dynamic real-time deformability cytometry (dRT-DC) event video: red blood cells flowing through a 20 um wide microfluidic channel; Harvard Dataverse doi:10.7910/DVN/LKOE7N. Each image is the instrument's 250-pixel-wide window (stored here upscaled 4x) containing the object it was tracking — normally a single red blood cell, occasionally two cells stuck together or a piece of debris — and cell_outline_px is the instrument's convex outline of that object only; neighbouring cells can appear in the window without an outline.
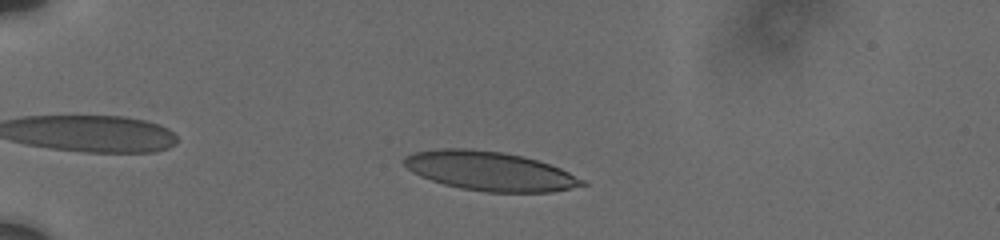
{"species": "human", "species_latin": "Homo sapiens", "temperature_condition": "cold", "stored_images_in_passage": 12, "camera_frame_rate_fps": 3000, "um_per_image_px": 0.085, "donor": {"sex": "male"}, "frame": {"image": 1, "passage_image": 3, "time_ms": 2.0, "image_size_px": [1000, 240], "cell_outline_px": [[588, 184], [552, 192], [488, 192], [460, 188], [444, 184], [420, 176], [412, 172], [404, 164], [404, 156], [412, 152], [440, 148], [468, 148], [504, 152], [524, 156], [560, 168], [584, 180]], "centroid_in_image_um": [41.6, 14.53], "position_along_channel_um": 43.4, "area_um2": 40.58}}
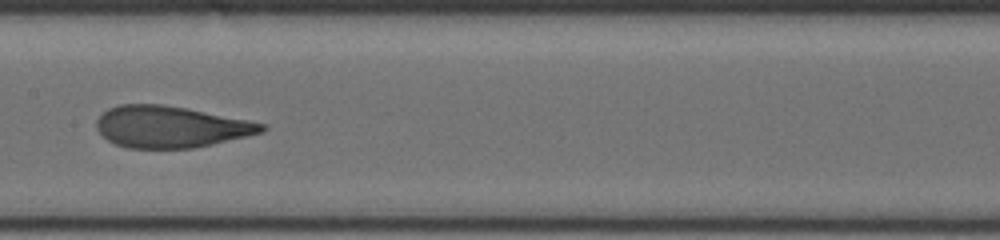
{"frame": {"image": 2, "passage_image": 8, "time_ms": 7.333, "image_size_px": [1000, 240], "cell_outline_px": [[268, 128], [264, 132], [212, 144], [192, 148], [128, 148], [116, 144], [108, 140], [96, 128], [96, 120], [108, 108], [120, 104], [160, 104], [188, 108], [264, 124]], "centroid_in_image_um": [14.48, 10.78], "position_along_channel_um": 192.9, "area_um2": 39.71}}
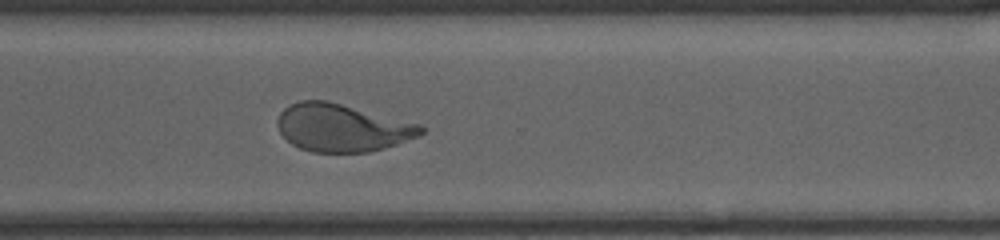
{"frame": {"image": 3, "passage_image": 12, "time_ms": 11.333, "image_size_px": [1000, 240], "cell_outline_px": [[424, 132], [420, 136], [384, 148], [368, 152], [312, 152], [300, 148], [292, 144], [280, 132], [276, 124], [276, 120], [280, 112], [284, 108], [300, 100], [328, 100], [420, 124], [424, 128]], "centroid_in_image_um": [29.07, 10.85], "position_along_channel_um": 341.5, "area_um2": 39.88}}